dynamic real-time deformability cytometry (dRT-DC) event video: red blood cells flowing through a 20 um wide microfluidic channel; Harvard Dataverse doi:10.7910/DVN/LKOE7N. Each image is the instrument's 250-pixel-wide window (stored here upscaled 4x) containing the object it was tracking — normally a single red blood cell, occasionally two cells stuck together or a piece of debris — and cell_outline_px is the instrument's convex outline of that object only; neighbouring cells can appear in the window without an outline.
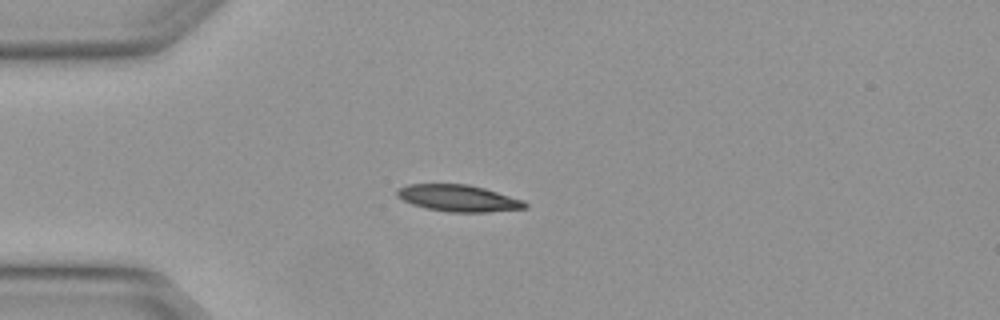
{"species": "Egyptian fruit bat (a non-hibernating species)", "species_latin": "Rousettus aegyptiacus", "temperature_condition": "warm", "stored_images_in_passage": 4, "camera_frame_rate_fps": 3000, "um_per_image_px": 0.085, "animal": {"sex": "female"}, "frame": {"image": 1, "passage_image": 3, "time_ms": 0.667, "image_size_px": [1000, 320], "cell_outline_px": [[528, 208], [488, 212], [448, 212], [428, 208], [412, 204], [396, 196], [396, 192], [400, 188], [408, 184], [468, 184], [484, 188], [524, 200], [528, 204]], "centroid_in_image_um": [39.0, 16.85], "position_along_channel_um": 46.0, "area_um2": 19.83}}